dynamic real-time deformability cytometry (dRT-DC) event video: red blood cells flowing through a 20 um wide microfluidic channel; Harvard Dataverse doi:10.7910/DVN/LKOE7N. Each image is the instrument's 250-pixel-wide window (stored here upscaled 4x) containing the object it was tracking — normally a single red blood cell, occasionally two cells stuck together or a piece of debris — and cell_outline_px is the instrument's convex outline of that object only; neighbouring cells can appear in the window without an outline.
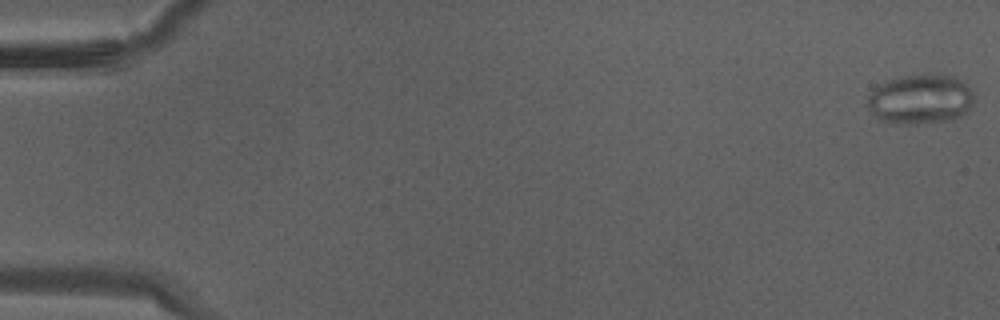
{"species": "Egyptian fruit bat (a non-hibernating species)", "species_latin": "Rousettus aegyptiacus", "temperature_condition": "warm", "stored_images_in_passage": 37, "segment_of_instrument_passage": [1, 2], "camera_frame_rate_fps": 3000, "um_per_image_px": 0.085, "animal": {"sex": "male"}, "frame": {"image": 1, "passage_image": 1, "time_ms": 0.0, "image_size_px": [1000, 320], "cell_outline_px": [[972, 104], [960, 116], [948, 120], [916, 124], [892, 124], [876, 120], [868, 108], [868, 96], [872, 88], [888, 80], [900, 76], [928, 72], [932, 72], [952, 76], [960, 80], [972, 92]], "centroid_in_image_um": [78.15, 8.42], "position_along_channel_um": 6.9, "area_um2": 31.33}}